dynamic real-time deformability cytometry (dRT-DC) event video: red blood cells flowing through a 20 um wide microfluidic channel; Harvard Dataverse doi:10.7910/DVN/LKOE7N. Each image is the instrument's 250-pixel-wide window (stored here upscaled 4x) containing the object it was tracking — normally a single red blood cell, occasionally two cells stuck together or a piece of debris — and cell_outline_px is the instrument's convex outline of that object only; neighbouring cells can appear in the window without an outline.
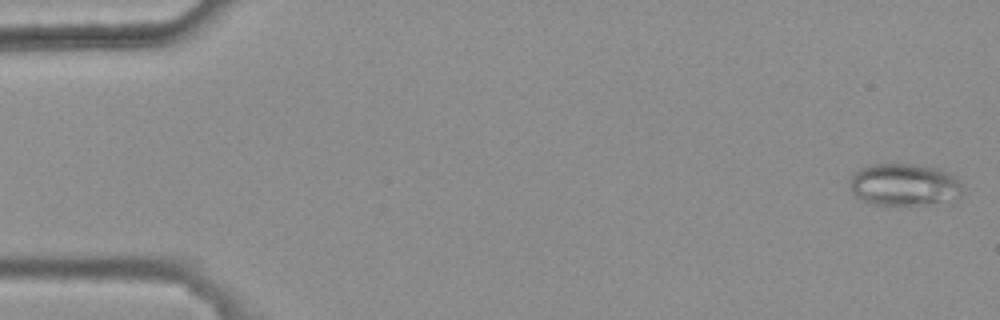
{"species": "common noctule bat (a hibernating species)", "species_latin": "Nyctalus noctula", "temperature_condition": "warm", "stored_images_in_passage": 5, "camera_frame_rate_fps": 3000, "um_per_image_px": 0.085, "animal": {"sex": "female", "body_mass_g": 25.1}, "frame": {"image": 1, "passage_image": 1, "time_ms": 0.0, "image_size_px": [1000, 320], "cell_outline_px": [[960, 196], [956, 204], [872, 204], [856, 196], [852, 192], [848, 184], [852, 176], [860, 168], [872, 164], [916, 164], [940, 168], [956, 176], [960, 184]], "centroid_in_image_um": [76.93, 15.71], "position_along_channel_um": 8.1, "area_um2": 28.21}}